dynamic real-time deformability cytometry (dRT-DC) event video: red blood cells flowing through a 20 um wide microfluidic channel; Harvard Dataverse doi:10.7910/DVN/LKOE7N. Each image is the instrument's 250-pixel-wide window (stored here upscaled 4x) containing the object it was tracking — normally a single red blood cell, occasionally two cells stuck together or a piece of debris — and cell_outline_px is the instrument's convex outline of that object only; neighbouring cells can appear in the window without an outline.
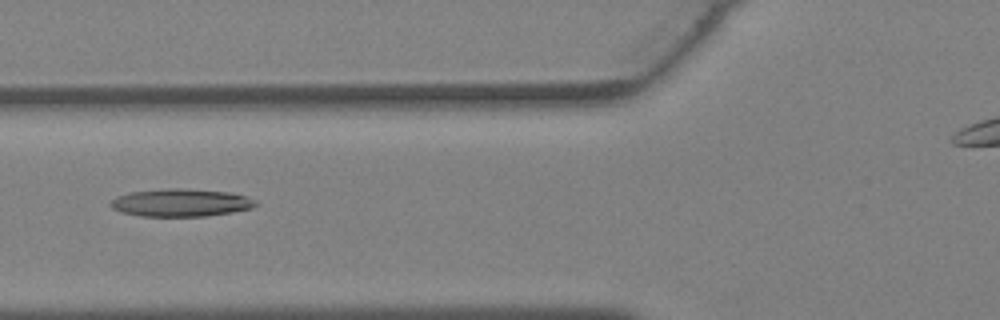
{"species": "Egyptian fruit bat (a non-hibernating species)", "species_latin": "Rousettus aegyptiacus", "temperature_condition": "warm", "stored_images_in_passage": 25, "camera_frame_rate_fps": 3000, "um_per_image_px": 0.085, "animal": {"sex": "female"}, "frame": {"image": 1, "passage_image": 5, "time_ms": 1.333, "image_size_px": [1000, 320], "cell_outline_px": [[256, 204], [252, 208], [232, 212], [204, 216], [140, 216], [120, 212], [112, 208], [108, 204], [116, 196], [132, 192], [168, 188], [184, 188], [232, 192], [256, 200]], "centroid_in_image_um": [15.35, 17.22], "position_along_channel_um": 110.5, "area_um2": 23.47}}
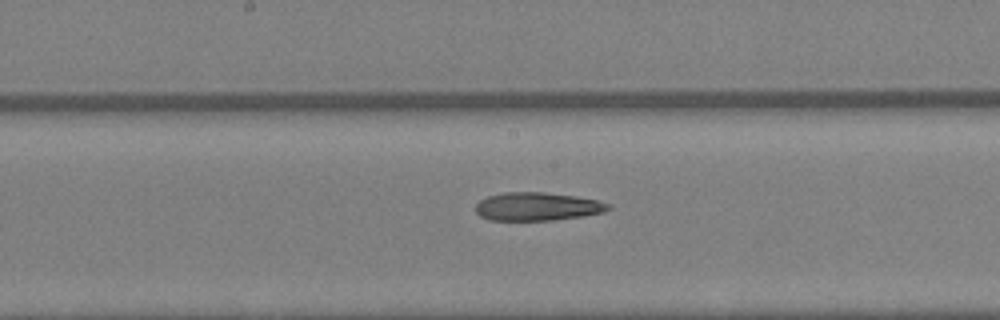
{"frame": {"image": 2, "passage_image": 10, "time_ms": 3.0, "image_size_px": [1000, 320], "cell_outline_px": [[612, 208], [604, 212], [584, 216], [552, 220], [492, 220], [480, 216], [476, 212], [476, 204], [480, 200], [488, 196], [504, 192], [540, 192], [576, 196], [596, 200], [612, 204]], "centroid_in_image_um": [45.7, 17.55], "position_along_channel_um": 202.5, "area_um2": 21.85}}
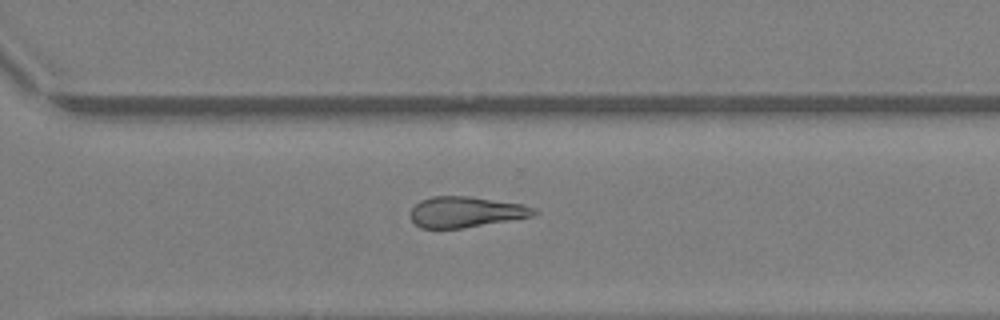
{"frame": {"image": 3, "passage_image": 17, "time_ms": 5.333, "image_size_px": [1000, 320], "cell_outline_px": [[540, 212], [532, 216], [464, 228], [420, 228], [408, 216], [412, 208], [420, 200], [432, 196], [468, 196], [524, 204]], "centroid_in_image_um": [39.56, 18.01], "position_along_channel_um": 331.0, "area_um2": 22.14}}